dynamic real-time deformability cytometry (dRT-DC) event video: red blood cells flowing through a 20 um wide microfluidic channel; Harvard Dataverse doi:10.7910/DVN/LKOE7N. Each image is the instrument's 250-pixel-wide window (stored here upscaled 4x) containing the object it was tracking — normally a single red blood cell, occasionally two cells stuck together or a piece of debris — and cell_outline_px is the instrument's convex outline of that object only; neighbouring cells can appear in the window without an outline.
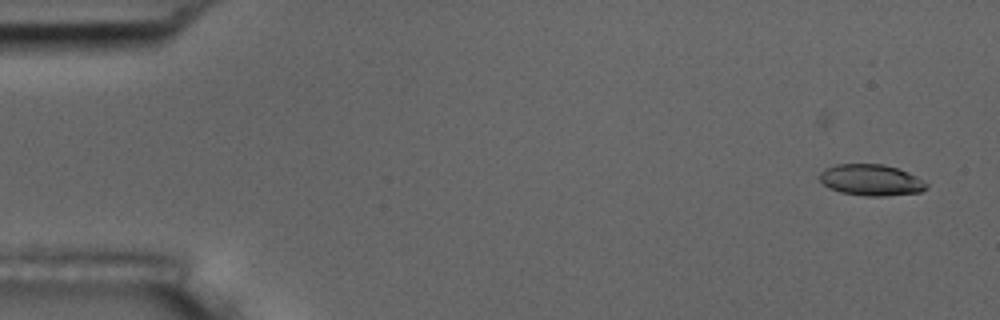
{"species": "common noctule bat (a hibernating species)", "species_latin": "Nyctalus noctula", "temperature_condition": "room temperature", "stored_images_in_passage": 4, "camera_frame_rate_fps": 3000, "um_per_image_px": 0.085, "animal": {"sex": "male", "body_mass_g": 17.5, "forearm_length_mm": 52.3}, "frame": {"image": 1, "passage_image": 1, "time_ms": 0.0, "image_size_px": [1000, 320], "cell_outline_px": [[928, 188], [920, 192], [884, 196], [864, 196], [840, 192], [828, 188], [820, 180], [820, 172], [824, 168], [836, 164], [880, 164], [896, 168], [908, 172], [916, 176], [928, 184]], "centroid_in_image_um": [74.02, 15.31], "position_along_channel_um": 11.0, "area_um2": 19.48}}